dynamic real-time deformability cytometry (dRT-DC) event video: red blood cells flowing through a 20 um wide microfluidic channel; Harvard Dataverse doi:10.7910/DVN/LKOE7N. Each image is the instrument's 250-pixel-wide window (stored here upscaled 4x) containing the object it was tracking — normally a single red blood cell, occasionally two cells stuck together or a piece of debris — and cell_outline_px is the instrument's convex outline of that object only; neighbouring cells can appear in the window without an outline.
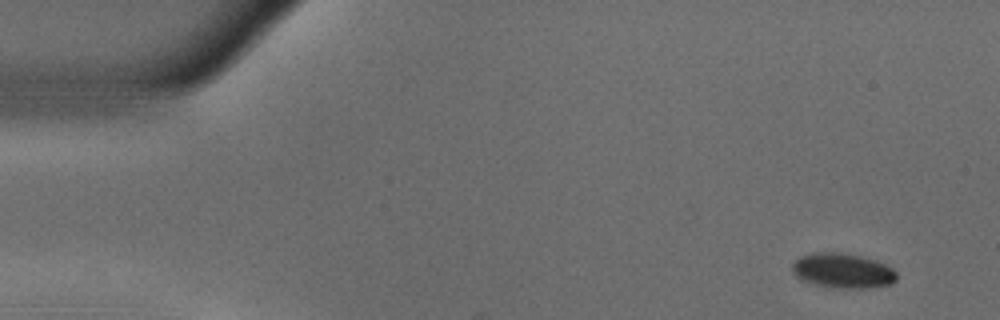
{"species": "common noctule bat (a hibernating species)", "species_latin": "Nyctalus noctula", "temperature_condition": "warm", "stored_images_in_passage": 53, "segment_of_instrument_passage": [1, 2], "camera_frame_rate_fps": 3000, "um_per_image_px": 0.085, "animal": {"sex": "male", "body_mass_g": 18.8}, "frame": {"image": 1, "passage_image": 1, "time_ms": 0.0, "image_size_px": [1000, 320], "cell_outline_px": [[896, 280], [892, 284], [868, 288], [836, 288], [816, 284], [800, 280], [792, 272], [792, 264], [800, 256], [816, 252], [840, 252], [860, 256], [876, 260], [892, 268], [896, 272]], "centroid_in_image_um": [71.63, 23.01], "position_along_channel_um": 13.4, "area_um2": 21.27}}
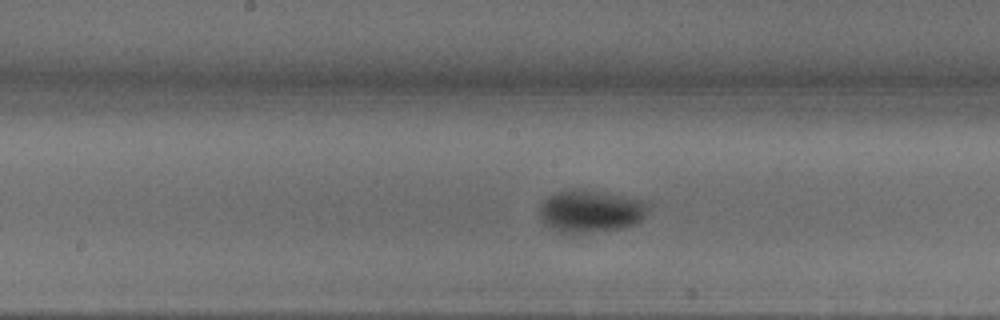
{"frame": {"image": 2, "passage_image": 25, "time_ms": 8.0, "image_size_px": [1000, 320], "cell_outline_px": [[648, 208], [644, 216], [636, 224], [624, 228], [568, 236], [544, 224], [540, 216], [540, 204], [548, 196], [556, 192], [568, 188], [584, 188], [640, 200], [648, 204]], "centroid_in_image_um": [50.14, 17.97], "position_along_channel_um": 198.1, "area_um2": 27.4}}
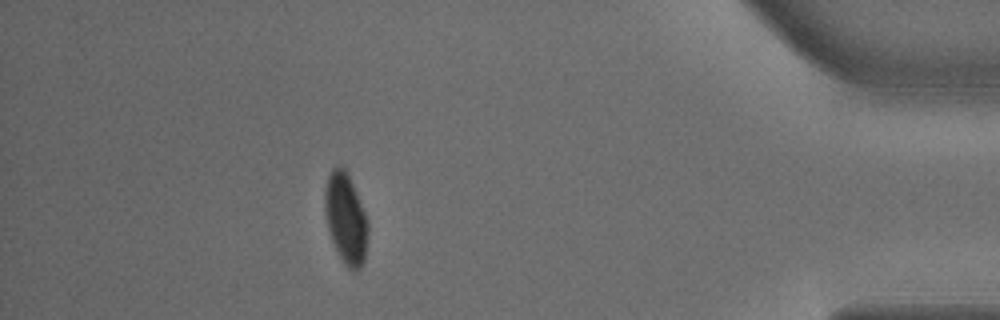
{"frame": {"image": 3, "passage_image": 46, "time_ms": 15.0, "image_size_px": [1000, 320], "cell_outline_px": [[368, 232], [364, 260], [360, 268], [356, 272], [352, 272], [344, 264], [332, 240], [328, 228], [324, 212], [324, 188], [328, 176], [332, 168], [340, 164], [344, 168], [356, 192], [368, 220]], "centroid_in_image_um": [29.38, 18.58], "position_along_channel_um": 405.8, "area_um2": 22.77}}